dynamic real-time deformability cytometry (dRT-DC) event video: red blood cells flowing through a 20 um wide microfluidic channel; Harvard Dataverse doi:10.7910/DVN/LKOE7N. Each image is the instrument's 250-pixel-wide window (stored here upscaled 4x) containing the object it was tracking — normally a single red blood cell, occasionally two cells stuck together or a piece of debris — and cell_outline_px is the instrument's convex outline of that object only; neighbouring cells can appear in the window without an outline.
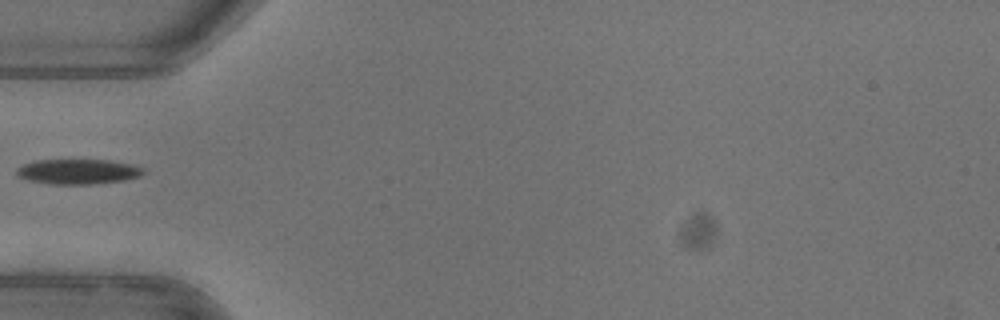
{"species": "common noctule bat (a hibernating species)", "species_latin": "Nyctalus noctula", "temperature_condition": "warm", "stored_images_in_passage": 35, "camera_frame_rate_fps": 3000, "um_per_image_px": 0.085, "animal": {"sex": "female"}, "frame": {"image": 1, "passage_image": 1, "time_ms": 0.0, "image_size_px": [1000, 320], "cell_outline_px": [[144, 172], [140, 176], [124, 180], [92, 184], [52, 184], [32, 180], [20, 176], [16, 172], [16, 168], [24, 164], [36, 160], [112, 160], [132, 164], [144, 168]], "centroid_in_image_um": [6.68, 14.57], "position_along_channel_um": 78.3, "area_um2": 18.32}}